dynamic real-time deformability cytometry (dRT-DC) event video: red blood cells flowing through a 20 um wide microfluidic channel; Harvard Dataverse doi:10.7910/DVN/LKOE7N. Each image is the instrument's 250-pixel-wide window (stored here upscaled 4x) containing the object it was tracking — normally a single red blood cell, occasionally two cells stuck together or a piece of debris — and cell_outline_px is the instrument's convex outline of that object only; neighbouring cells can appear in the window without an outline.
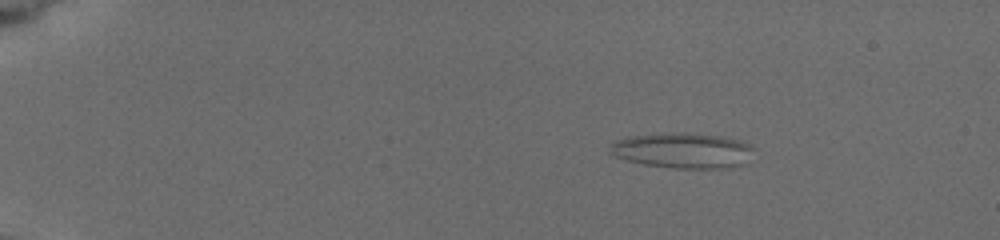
{"species": "common noctule bat (a hibernating species)", "species_latin": "Nyctalus noctula", "temperature_condition": "cold", "stored_images_in_passage": 53, "camera_frame_rate_fps": 3000, "um_per_image_px": 0.085, "animal": {"sex": "female", "body_mass_g": 19.5, "forearm_length_mm": 54.1}, "frame": {"image": 1, "passage_image": 1, "time_ms": 0.0, "image_size_px": [1000, 240], "cell_outline_px": [[752, 148], [748, 164], [724, 168], [672, 168], [644, 164], [628, 160], [616, 156], [612, 152], [612, 144], [616, 140], [628, 136], [680, 132], [716, 136], [736, 140], [748, 144]], "centroid_in_image_um": [58.05, 12.81], "position_along_channel_um": 26.9, "area_um2": 29.13}}
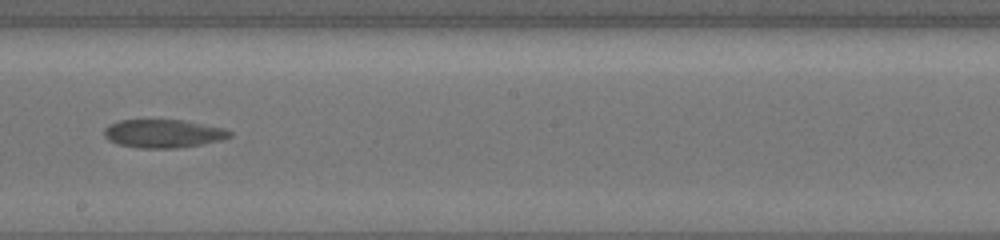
{"frame": {"image": 2, "passage_image": 23, "time_ms": 8.333, "image_size_px": [1000, 240], "cell_outline_px": [[232, 136], [220, 140], [200, 144], [176, 148], [140, 148], [116, 144], [108, 140], [104, 136], [104, 128], [108, 124], [120, 120], [184, 120], [224, 128], [232, 132]], "centroid_in_image_um": [13.84, 11.35], "position_along_channel_um": 234.4, "area_um2": 20.75}}
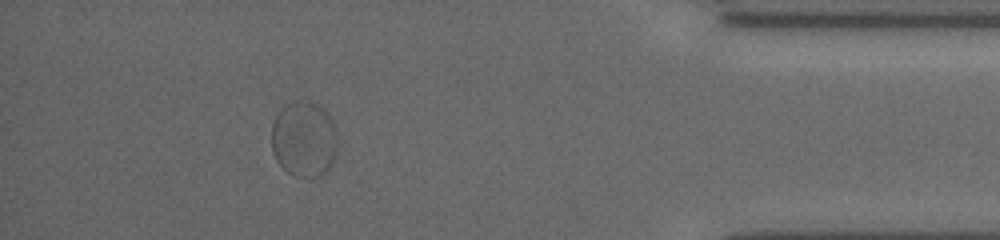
{"frame": {"image": 3, "passage_image": 46, "time_ms": 14.0, "image_size_px": [1000, 240], "cell_outline_px": [[340, 144], [336, 156], [332, 164], [320, 176], [296, 176], [288, 172], [276, 160], [272, 152], [272, 120], [276, 112], [280, 108], [296, 100], [308, 100], [324, 108], [332, 120], [336, 128]], "centroid_in_image_um": [25.86, 11.79], "position_along_channel_um": 409.3, "area_um2": 29.82}}